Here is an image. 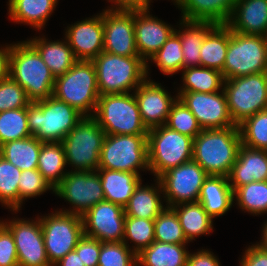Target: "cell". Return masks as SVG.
Wrapping results in <instances>:
<instances>
[{
  "label": "cell",
  "mask_w": 267,
  "mask_h": 266,
  "mask_svg": "<svg viewBox=\"0 0 267 266\" xmlns=\"http://www.w3.org/2000/svg\"><path fill=\"white\" fill-rule=\"evenodd\" d=\"M96 171L100 176L105 200L123 208L142 182L141 175L132 172L104 168H98Z\"/></svg>",
  "instance_id": "26"
},
{
  "label": "cell",
  "mask_w": 267,
  "mask_h": 266,
  "mask_svg": "<svg viewBox=\"0 0 267 266\" xmlns=\"http://www.w3.org/2000/svg\"><path fill=\"white\" fill-rule=\"evenodd\" d=\"M262 239L260 241V243H256L257 245H259L263 250L267 251V221L266 223H264L263 225V229H262Z\"/></svg>",
  "instance_id": "55"
},
{
  "label": "cell",
  "mask_w": 267,
  "mask_h": 266,
  "mask_svg": "<svg viewBox=\"0 0 267 266\" xmlns=\"http://www.w3.org/2000/svg\"><path fill=\"white\" fill-rule=\"evenodd\" d=\"M206 171L194 160L171 168L157 179L159 180L166 207L183 203L198 202Z\"/></svg>",
  "instance_id": "14"
},
{
  "label": "cell",
  "mask_w": 267,
  "mask_h": 266,
  "mask_svg": "<svg viewBox=\"0 0 267 266\" xmlns=\"http://www.w3.org/2000/svg\"><path fill=\"white\" fill-rule=\"evenodd\" d=\"M0 49V81L9 76V58L11 52V44L5 45Z\"/></svg>",
  "instance_id": "52"
},
{
  "label": "cell",
  "mask_w": 267,
  "mask_h": 266,
  "mask_svg": "<svg viewBox=\"0 0 267 266\" xmlns=\"http://www.w3.org/2000/svg\"><path fill=\"white\" fill-rule=\"evenodd\" d=\"M12 233L19 266H51L44 246L40 218L1 221Z\"/></svg>",
  "instance_id": "17"
},
{
  "label": "cell",
  "mask_w": 267,
  "mask_h": 266,
  "mask_svg": "<svg viewBox=\"0 0 267 266\" xmlns=\"http://www.w3.org/2000/svg\"><path fill=\"white\" fill-rule=\"evenodd\" d=\"M0 266H19L14 237L0 220Z\"/></svg>",
  "instance_id": "48"
},
{
  "label": "cell",
  "mask_w": 267,
  "mask_h": 266,
  "mask_svg": "<svg viewBox=\"0 0 267 266\" xmlns=\"http://www.w3.org/2000/svg\"><path fill=\"white\" fill-rule=\"evenodd\" d=\"M180 37L174 32L162 47L149 59L165 75L183 70V54Z\"/></svg>",
  "instance_id": "41"
},
{
  "label": "cell",
  "mask_w": 267,
  "mask_h": 266,
  "mask_svg": "<svg viewBox=\"0 0 267 266\" xmlns=\"http://www.w3.org/2000/svg\"><path fill=\"white\" fill-rule=\"evenodd\" d=\"M128 240L135 244L132 250L136 254L149 247L155 241L154 220L126 216L123 243L129 247Z\"/></svg>",
  "instance_id": "43"
},
{
  "label": "cell",
  "mask_w": 267,
  "mask_h": 266,
  "mask_svg": "<svg viewBox=\"0 0 267 266\" xmlns=\"http://www.w3.org/2000/svg\"><path fill=\"white\" fill-rule=\"evenodd\" d=\"M99 168L138 175L140 169L149 171L147 135H106Z\"/></svg>",
  "instance_id": "11"
},
{
  "label": "cell",
  "mask_w": 267,
  "mask_h": 266,
  "mask_svg": "<svg viewBox=\"0 0 267 266\" xmlns=\"http://www.w3.org/2000/svg\"><path fill=\"white\" fill-rule=\"evenodd\" d=\"M219 92H178L177 96L193 113L202 130L238 126L232 121L224 91Z\"/></svg>",
  "instance_id": "16"
},
{
  "label": "cell",
  "mask_w": 267,
  "mask_h": 266,
  "mask_svg": "<svg viewBox=\"0 0 267 266\" xmlns=\"http://www.w3.org/2000/svg\"><path fill=\"white\" fill-rule=\"evenodd\" d=\"M233 199L242 211L253 215L267 214V181H256L238 187Z\"/></svg>",
  "instance_id": "37"
},
{
  "label": "cell",
  "mask_w": 267,
  "mask_h": 266,
  "mask_svg": "<svg viewBox=\"0 0 267 266\" xmlns=\"http://www.w3.org/2000/svg\"><path fill=\"white\" fill-rule=\"evenodd\" d=\"M155 181V186L139 184L124 207L126 216L154 220L163 211L162 187L157 178Z\"/></svg>",
  "instance_id": "27"
},
{
  "label": "cell",
  "mask_w": 267,
  "mask_h": 266,
  "mask_svg": "<svg viewBox=\"0 0 267 266\" xmlns=\"http://www.w3.org/2000/svg\"><path fill=\"white\" fill-rule=\"evenodd\" d=\"M98 266H138L137 254L123 242H101Z\"/></svg>",
  "instance_id": "45"
},
{
  "label": "cell",
  "mask_w": 267,
  "mask_h": 266,
  "mask_svg": "<svg viewBox=\"0 0 267 266\" xmlns=\"http://www.w3.org/2000/svg\"><path fill=\"white\" fill-rule=\"evenodd\" d=\"M165 126L193 139L202 131L193 113L179 98L173 103Z\"/></svg>",
  "instance_id": "44"
},
{
  "label": "cell",
  "mask_w": 267,
  "mask_h": 266,
  "mask_svg": "<svg viewBox=\"0 0 267 266\" xmlns=\"http://www.w3.org/2000/svg\"><path fill=\"white\" fill-rule=\"evenodd\" d=\"M230 116L235 125L267 109V72L224 80Z\"/></svg>",
  "instance_id": "9"
},
{
  "label": "cell",
  "mask_w": 267,
  "mask_h": 266,
  "mask_svg": "<svg viewBox=\"0 0 267 266\" xmlns=\"http://www.w3.org/2000/svg\"><path fill=\"white\" fill-rule=\"evenodd\" d=\"M155 241L171 244L189 243L183 233L182 226L171 207H165L154 219Z\"/></svg>",
  "instance_id": "42"
},
{
  "label": "cell",
  "mask_w": 267,
  "mask_h": 266,
  "mask_svg": "<svg viewBox=\"0 0 267 266\" xmlns=\"http://www.w3.org/2000/svg\"><path fill=\"white\" fill-rule=\"evenodd\" d=\"M30 103L25 90L10 76L0 81V112L24 108Z\"/></svg>",
  "instance_id": "47"
},
{
  "label": "cell",
  "mask_w": 267,
  "mask_h": 266,
  "mask_svg": "<svg viewBox=\"0 0 267 266\" xmlns=\"http://www.w3.org/2000/svg\"><path fill=\"white\" fill-rule=\"evenodd\" d=\"M226 25L240 34L267 37V0H235Z\"/></svg>",
  "instance_id": "22"
},
{
  "label": "cell",
  "mask_w": 267,
  "mask_h": 266,
  "mask_svg": "<svg viewBox=\"0 0 267 266\" xmlns=\"http://www.w3.org/2000/svg\"><path fill=\"white\" fill-rule=\"evenodd\" d=\"M30 136L27 107L0 112V146Z\"/></svg>",
  "instance_id": "40"
},
{
  "label": "cell",
  "mask_w": 267,
  "mask_h": 266,
  "mask_svg": "<svg viewBox=\"0 0 267 266\" xmlns=\"http://www.w3.org/2000/svg\"><path fill=\"white\" fill-rule=\"evenodd\" d=\"M228 181L233 192L251 182L267 181V151L241 145Z\"/></svg>",
  "instance_id": "23"
},
{
  "label": "cell",
  "mask_w": 267,
  "mask_h": 266,
  "mask_svg": "<svg viewBox=\"0 0 267 266\" xmlns=\"http://www.w3.org/2000/svg\"><path fill=\"white\" fill-rule=\"evenodd\" d=\"M181 10L185 21L226 24L235 5V0H172Z\"/></svg>",
  "instance_id": "24"
},
{
  "label": "cell",
  "mask_w": 267,
  "mask_h": 266,
  "mask_svg": "<svg viewBox=\"0 0 267 266\" xmlns=\"http://www.w3.org/2000/svg\"><path fill=\"white\" fill-rule=\"evenodd\" d=\"M171 208L176 212L188 242L195 240L196 236L208 235L213 231V218L200 202L183 203Z\"/></svg>",
  "instance_id": "33"
},
{
  "label": "cell",
  "mask_w": 267,
  "mask_h": 266,
  "mask_svg": "<svg viewBox=\"0 0 267 266\" xmlns=\"http://www.w3.org/2000/svg\"><path fill=\"white\" fill-rule=\"evenodd\" d=\"M58 0H9L8 14L16 23L42 29L53 13Z\"/></svg>",
  "instance_id": "29"
},
{
  "label": "cell",
  "mask_w": 267,
  "mask_h": 266,
  "mask_svg": "<svg viewBox=\"0 0 267 266\" xmlns=\"http://www.w3.org/2000/svg\"><path fill=\"white\" fill-rule=\"evenodd\" d=\"M261 72H267V37L230 30L223 78L227 80Z\"/></svg>",
  "instance_id": "10"
},
{
  "label": "cell",
  "mask_w": 267,
  "mask_h": 266,
  "mask_svg": "<svg viewBox=\"0 0 267 266\" xmlns=\"http://www.w3.org/2000/svg\"><path fill=\"white\" fill-rule=\"evenodd\" d=\"M42 141L34 136L6 142L0 146V155L21 171L37 169Z\"/></svg>",
  "instance_id": "34"
},
{
  "label": "cell",
  "mask_w": 267,
  "mask_h": 266,
  "mask_svg": "<svg viewBox=\"0 0 267 266\" xmlns=\"http://www.w3.org/2000/svg\"><path fill=\"white\" fill-rule=\"evenodd\" d=\"M64 39V41L57 40L54 42L48 41L45 37L28 39L55 78L65 74L77 61L66 38Z\"/></svg>",
  "instance_id": "28"
},
{
  "label": "cell",
  "mask_w": 267,
  "mask_h": 266,
  "mask_svg": "<svg viewBox=\"0 0 267 266\" xmlns=\"http://www.w3.org/2000/svg\"><path fill=\"white\" fill-rule=\"evenodd\" d=\"M152 0H109L108 2H114L113 8H139L150 7Z\"/></svg>",
  "instance_id": "53"
},
{
  "label": "cell",
  "mask_w": 267,
  "mask_h": 266,
  "mask_svg": "<svg viewBox=\"0 0 267 266\" xmlns=\"http://www.w3.org/2000/svg\"><path fill=\"white\" fill-rule=\"evenodd\" d=\"M240 261V266H267V251L253 244L245 250Z\"/></svg>",
  "instance_id": "50"
},
{
  "label": "cell",
  "mask_w": 267,
  "mask_h": 266,
  "mask_svg": "<svg viewBox=\"0 0 267 266\" xmlns=\"http://www.w3.org/2000/svg\"><path fill=\"white\" fill-rule=\"evenodd\" d=\"M9 76L25 90L31 102L53 95L55 77L28 40L11 44Z\"/></svg>",
  "instance_id": "2"
},
{
  "label": "cell",
  "mask_w": 267,
  "mask_h": 266,
  "mask_svg": "<svg viewBox=\"0 0 267 266\" xmlns=\"http://www.w3.org/2000/svg\"><path fill=\"white\" fill-rule=\"evenodd\" d=\"M185 246L154 241L137 254L138 266H186L189 251Z\"/></svg>",
  "instance_id": "32"
},
{
  "label": "cell",
  "mask_w": 267,
  "mask_h": 266,
  "mask_svg": "<svg viewBox=\"0 0 267 266\" xmlns=\"http://www.w3.org/2000/svg\"><path fill=\"white\" fill-rule=\"evenodd\" d=\"M230 39V28L216 24L205 36L200 48V66L223 71Z\"/></svg>",
  "instance_id": "31"
},
{
  "label": "cell",
  "mask_w": 267,
  "mask_h": 266,
  "mask_svg": "<svg viewBox=\"0 0 267 266\" xmlns=\"http://www.w3.org/2000/svg\"><path fill=\"white\" fill-rule=\"evenodd\" d=\"M67 165L62 142H42L37 170L55 188L65 177Z\"/></svg>",
  "instance_id": "35"
},
{
  "label": "cell",
  "mask_w": 267,
  "mask_h": 266,
  "mask_svg": "<svg viewBox=\"0 0 267 266\" xmlns=\"http://www.w3.org/2000/svg\"><path fill=\"white\" fill-rule=\"evenodd\" d=\"M21 170L0 155V202L13 212L19 211Z\"/></svg>",
  "instance_id": "38"
},
{
  "label": "cell",
  "mask_w": 267,
  "mask_h": 266,
  "mask_svg": "<svg viewBox=\"0 0 267 266\" xmlns=\"http://www.w3.org/2000/svg\"><path fill=\"white\" fill-rule=\"evenodd\" d=\"M179 25L183 30L176 29L175 33L181 39L183 69L189 67H198L200 66V48L202 47V42L206 34L216 24L213 22L181 20Z\"/></svg>",
  "instance_id": "30"
},
{
  "label": "cell",
  "mask_w": 267,
  "mask_h": 266,
  "mask_svg": "<svg viewBox=\"0 0 267 266\" xmlns=\"http://www.w3.org/2000/svg\"><path fill=\"white\" fill-rule=\"evenodd\" d=\"M124 208L110 201H101L82 215L84 235L101 242H123Z\"/></svg>",
  "instance_id": "18"
},
{
  "label": "cell",
  "mask_w": 267,
  "mask_h": 266,
  "mask_svg": "<svg viewBox=\"0 0 267 266\" xmlns=\"http://www.w3.org/2000/svg\"><path fill=\"white\" fill-rule=\"evenodd\" d=\"M54 266H84V264L82 263L80 256H78L77 252L74 250L67 253Z\"/></svg>",
  "instance_id": "54"
},
{
  "label": "cell",
  "mask_w": 267,
  "mask_h": 266,
  "mask_svg": "<svg viewBox=\"0 0 267 266\" xmlns=\"http://www.w3.org/2000/svg\"><path fill=\"white\" fill-rule=\"evenodd\" d=\"M99 94H124L135 90L146 78V62L140 56L100 53L92 60Z\"/></svg>",
  "instance_id": "4"
},
{
  "label": "cell",
  "mask_w": 267,
  "mask_h": 266,
  "mask_svg": "<svg viewBox=\"0 0 267 266\" xmlns=\"http://www.w3.org/2000/svg\"><path fill=\"white\" fill-rule=\"evenodd\" d=\"M182 80L179 92L215 93L223 90L225 79L219 70L198 66L184 68Z\"/></svg>",
  "instance_id": "36"
},
{
  "label": "cell",
  "mask_w": 267,
  "mask_h": 266,
  "mask_svg": "<svg viewBox=\"0 0 267 266\" xmlns=\"http://www.w3.org/2000/svg\"><path fill=\"white\" fill-rule=\"evenodd\" d=\"M216 257L210 250L200 249L197 253H188L186 266H220Z\"/></svg>",
  "instance_id": "51"
},
{
  "label": "cell",
  "mask_w": 267,
  "mask_h": 266,
  "mask_svg": "<svg viewBox=\"0 0 267 266\" xmlns=\"http://www.w3.org/2000/svg\"><path fill=\"white\" fill-rule=\"evenodd\" d=\"M55 195L67 200L73 207L72 213L82 216L97 203L104 201L100 176L97 171H68L62 181L54 188Z\"/></svg>",
  "instance_id": "13"
},
{
  "label": "cell",
  "mask_w": 267,
  "mask_h": 266,
  "mask_svg": "<svg viewBox=\"0 0 267 266\" xmlns=\"http://www.w3.org/2000/svg\"><path fill=\"white\" fill-rule=\"evenodd\" d=\"M44 246L51 266L74 251L84 235L82 216L56 211L40 216Z\"/></svg>",
  "instance_id": "12"
},
{
  "label": "cell",
  "mask_w": 267,
  "mask_h": 266,
  "mask_svg": "<svg viewBox=\"0 0 267 266\" xmlns=\"http://www.w3.org/2000/svg\"><path fill=\"white\" fill-rule=\"evenodd\" d=\"M141 119L146 128L152 129L165 125L168 114L178 96L171 97L160 83L146 78L135 90Z\"/></svg>",
  "instance_id": "20"
},
{
  "label": "cell",
  "mask_w": 267,
  "mask_h": 266,
  "mask_svg": "<svg viewBox=\"0 0 267 266\" xmlns=\"http://www.w3.org/2000/svg\"><path fill=\"white\" fill-rule=\"evenodd\" d=\"M103 51L120 56H139L134 33V8L103 10Z\"/></svg>",
  "instance_id": "15"
},
{
  "label": "cell",
  "mask_w": 267,
  "mask_h": 266,
  "mask_svg": "<svg viewBox=\"0 0 267 266\" xmlns=\"http://www.w3.org/2000/svg\"><path fill=\"white\" fill-rule=\"evenodd\" d=\"M19 211L21 205L27 198H34L39 196L48 190L54 192V188L43 177V175L37 169H27L21 172L19 179Z\"/></svg>",
  "instance_id": "46"
},
{
  "label": "cell",
  "mask_w": 267,
  "mask_h": 266,
  "mask_svg": "<svg viewBox=\"0 0 267 266\" xmlns=\"http://www.w3.org/2000/svg\"><path fill=\"white\" fill-rule=\"evenodd\" d=\"M198 202L213 219L229 211L234 199L228 177L208 175L201 187Z\"/></svg>",
  "instance_id": "25"
},
{
  "label": "cell",
  "mask_w": 267,
  "mask_h": 266,
  "mask_svg": "<svg viewBox=\"0 0 267 266\" xmlns=\"http://www.w3.org/2000/svg\"><path fill=\"white\" fill-rule=\"evenodd\" d=\"M67 26L65 38L77 60H94L103 52V14Z\"/></svg>",
  "instance_id": "21"
},
{
  "label": "cell",
  "mask_w": 267,
  "mask_h": 266,
  "mask_svg": "<svg viewBox=\"0 0 267 266\" xmlns=\"http://www.w3.org/2000/svg\"><path fill=\"white\" fill-rule=\"evenodd\" d=\"M147 142L149 171L156 178L192 160L193 138L165 125L149 129Z\"/></svg>",
  "instance_id": "8"
},
{
  "label": "cell",
  "mask_w": 267,
  "mask_h": 266,
  "mask_svg": "<svg viewBox=\"0 0 267 266\" xmlns=\"http://www.w3.org/2000/svg\"><path fill=\"white\" fill-rule=\"evenodd\" d=\"M241 145L239 126L203 129L193 139L192 160L208 175L228 177Z\"/></svg>",
  "instance_id": "1"
},
{
  "label": "cell",
  "mask_w": 267,
  "mask_h": 266,
  "mask_svg": "<svg viewBox=\"0 0 267 266\" xmlns=\"http://www.w3.org/2000/svg\"><path fill=\"white\" fill-rule=\"evenodd\" d=\"M106 133L92 116H84L62 140L67 165L74 171H96Z\"/></svg>",
  "instance_id": "7"
},
{
  "label": "cell",
  "mask_w": 267,
  "mask_h": 266,
  "mask_svg": "<svg viewBox=\"0 0 267 266\" xmlns=\"http://www.w3.org/2000/svg\"><path fill=\"white\" fill-rule=\"evenodd\" d=\"M150 7L134 8V33L138 55L146 62L162 47L176 29L150 15Z\"/></svg>",
  "instance_id": "19"
},
{
  "label": "cell",
  "mask_w": 267,
  "mask_h": 266,
  "mask_svg": "<svg viewBox=\"0 0 267 266\" xmlns=\"http://www.w3.org/2000/svg\"><path fill=\"white\" fill-rule=\"evenodd\" d=\"M53 96L83 116H93L100 94L92 61L77 60L70 70L56 77Z\"/></svg>",
  "instance_id": "5"
},
{
  "label": "cell",
  "mask_w": 267,
  "mask_h": 266,
  "mask_svg": "<svg viewBox=\"0 0 267 266\" xmlns=\"http://www.w3.org/2000/svg\"><path fill=\"white\" fill-rule=\"evenodd\" d=\"M238 126L242 145L267 151V109L246 118Z\"/></svg>",
  "instance_id": "39"
},
{
  "label": "cell",
  "mask_w": 267,
  "mask_h": 266,
  "mask_svg": "<svg viewBox=\"0 0 267 266\" xmlns=\"http://www.w3.org/2000/svg\"><path fill=\"white\" fill-rule=\"evenodd\" d=\"M92 117L106 135H148L134 93L99 96Z\"/></svg>",
  "instance_id": "6"
},
{
  "label": "cell",
  "mask_w": 267,
  "mask_h": 266,
  "mask_svg": "<svg viewBox=\"0 0 267 266\" xmlns=\"http://www.w3.org/2000/svg\"><path fill=\"white\" fill-rule=\"evenodd\" d=\"M84 266H98L99 254L101 250V241L83 235L74 249Z\"/></svg>",
  "instance_id": "49"
},
{
  "label": "cell",
  "mask_w": 267,
  "mask_h": 266,
  "mask_svg": "<svg viewBox=\"0 0 267 266\" xmlns=\"http://www.w3.org/2000/svg\"><path fill=\"white\" fill-rule=\"evenodd\" d=\"M84 116L53 95L27 106L28 128L42 142H62Z\"/></svg>",
  "instance_id": "3"
}]
</instances>
